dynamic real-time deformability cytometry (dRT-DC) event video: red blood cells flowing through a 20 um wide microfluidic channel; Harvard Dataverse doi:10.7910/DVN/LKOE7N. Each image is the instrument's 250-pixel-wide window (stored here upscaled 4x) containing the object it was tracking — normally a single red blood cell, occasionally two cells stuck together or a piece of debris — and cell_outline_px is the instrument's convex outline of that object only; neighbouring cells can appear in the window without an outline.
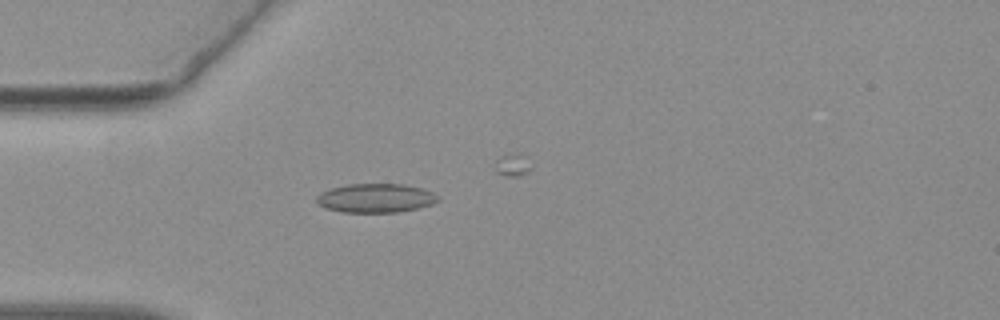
{"species": "common noctule bat (a hibernating species)", "species_latin": "Nyctalus noctula", "temperature_condition": "warm", "stored_images_in_passage": 24, "camera_frame_rate_fps": 3000, "um_per_image_px": 0.085, "animal": {"sex": "female", "body_mass_g": 19.3, "forearm_length_mm": 54.1}, "frame": {"image": 1, "passage_image": 16, "time_ms": 5.0, "image_size_px": [1000, 320], "cell_outline_px": [[440, 200], [432, 204], [416, 208], [396, 212], [340, 212], [324, 208], [316, 200], [316, 196], [320, 192], [328, 188], [348, 184], [404, 184], [420, 188], [432, 192], [440, 196]], "centroid_in_image_um": [31.9, 16.83], "position_along_channel_um": 53.1, "area_um2": 20.58}}
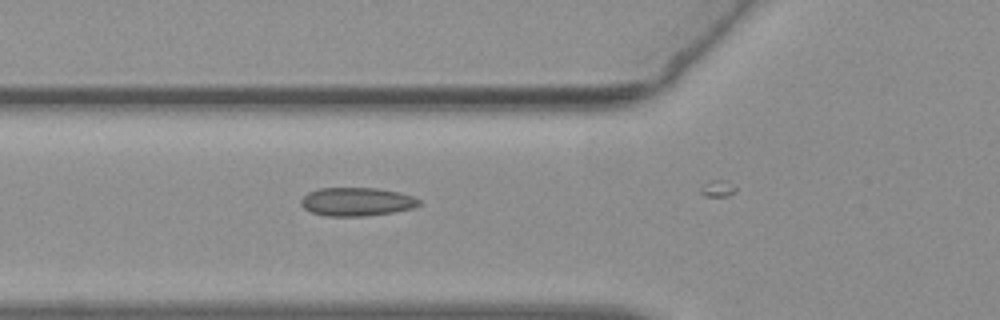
{"frame": {"image": 2, "passage_image": 20, "time_ms": 6.333, "image_size_px": [1000, 320], "cell_outline_px": [[420, 204], [412, 208], [392, 212], [368, 216], [324, 216], [312, 212], [304, 208], [300, 204], [300, 200], [308, 192], [316, 188], [376, 188], [400, 192], [412, 196], [420, 200]], "centroid_in_image_um": [30.29, 17.14], "position_along_channel_um": 95.5, "area_um2": 19.65}}
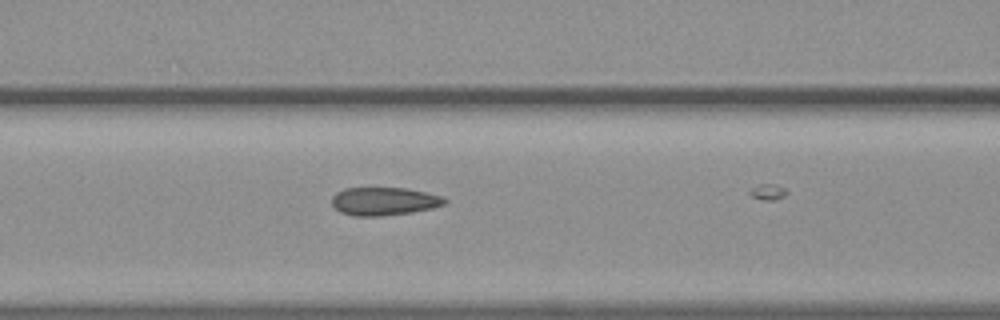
{"frame": {"image": 3, "passage_image": 23, "time_ms": 7.333, "image_size_px": [1000, 320], "cell_outline_px": [[448, 204], [432, 208], [412, 212], [384, 216], [356, 216], [340, 212], [332, 204], [332, 196], [336, 192], [344, 188], [408, 188], [428, 192], [440, 196], [448, 200]], "centroid_in_image_um": [32.67, 17.1], "position_along_channel_um": 133.9, "area_um2": 18.67}}